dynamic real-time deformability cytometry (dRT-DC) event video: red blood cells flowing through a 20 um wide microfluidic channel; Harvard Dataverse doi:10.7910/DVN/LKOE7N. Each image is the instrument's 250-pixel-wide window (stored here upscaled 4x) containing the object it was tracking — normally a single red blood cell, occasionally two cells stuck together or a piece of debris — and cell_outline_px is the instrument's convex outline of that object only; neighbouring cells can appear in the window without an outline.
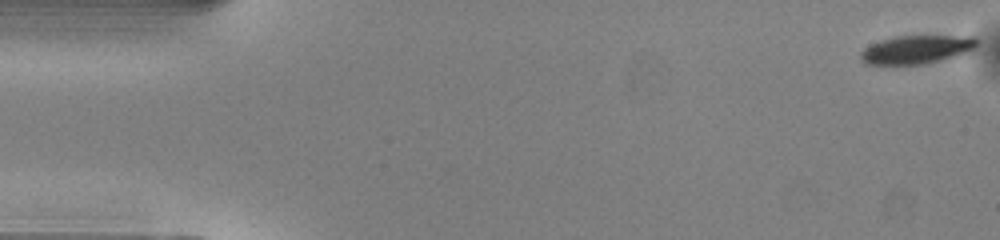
{"species": "common noctule bat (a hibernating species)", "species_latin": "Nyctalus noctula", "temperature_condition": "warm", "stored_images_in_passage": 8, "camera_frame_rate_fps": 3000, "um_per_image_px": 0.085, "animal": {"sex": "male", "body_mass_g": 13.0, "forearm_length_mm": 53.1}, "frame": {"image": 1, "passage_image": 1, "time_ms": 0.0, "image_size_px": [1000, 240], "cell_outline_px": [[980, 40], [976, 48], [968, 52], [956, 56], [924, 64], [864, 64], [860, 60], [860, 52], [864, 48], [880, 40], [896, 36], [976, 36]], "centroid_in_image_um": [77.94, 4.2], "position_along_channel_um": 7.1, "area_um2": 19.42}}